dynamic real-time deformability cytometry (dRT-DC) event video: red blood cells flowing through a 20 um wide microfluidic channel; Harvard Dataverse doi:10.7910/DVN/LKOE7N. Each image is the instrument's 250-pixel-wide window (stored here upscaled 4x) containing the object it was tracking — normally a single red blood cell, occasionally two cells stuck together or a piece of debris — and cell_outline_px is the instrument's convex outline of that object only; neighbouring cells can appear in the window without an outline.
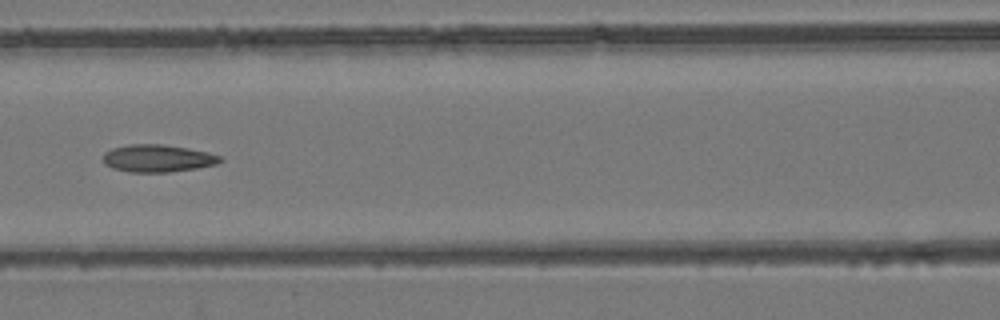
{"species": "common noctule bat (a hibernating species)", "species_latin": "Nyctalus noctula", "temperature_condition": "room temperature", "stored_images_in_passage": 8, "camera_frame_rate_fps": 3000, "um_per_image_px": 0.085, "animal": {"sex": "female", "body_mass_g": 24.6, "forearm_length_mm": 56.2}, "frame": {"image": 1, "passage_image": 7, "time_ms": 8.0, "image_size_px": [1000, 320], "cell_outline_px": [[224, 160], [216, 164], [196, 168], [168, 172], [132, 172], [112, 168], [104, 164], [104, 152], [112, 148], [128, 144], [164, 144], [188, 148], [208, 152], [220, 156]], "centroid_in_image_um": [13.4, 13.45], "position_along_channel_um": 153.2, "area_um2": 18.73}}
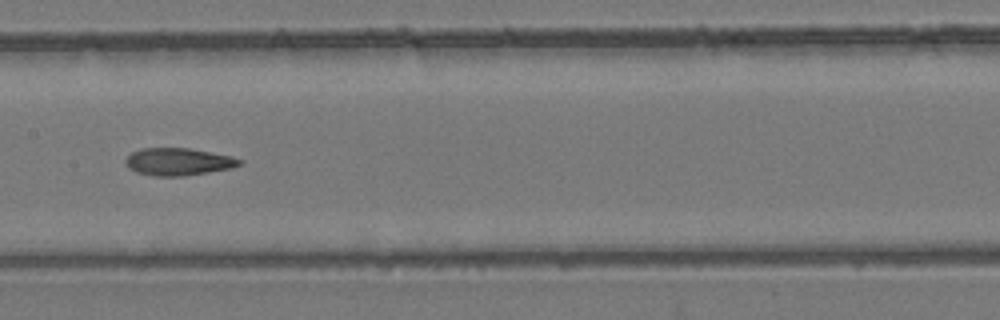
{"frame": {"image": 2, "passage_image": 8, "time_ms": 9.0, "image_size_px": [1000, 320], "cell_outline_px": [[244, 160], [240, 164], [232, 168], [184, 176], [156, 176], [136, 172], [128, 168], [124, 160], [132, 152], [140, 148], [188, 148], [232, 156]], "centroid_in_image_um": [15.15, 13.74], "position_along_channel_um": 192.3, "area_um2": 18.21}}